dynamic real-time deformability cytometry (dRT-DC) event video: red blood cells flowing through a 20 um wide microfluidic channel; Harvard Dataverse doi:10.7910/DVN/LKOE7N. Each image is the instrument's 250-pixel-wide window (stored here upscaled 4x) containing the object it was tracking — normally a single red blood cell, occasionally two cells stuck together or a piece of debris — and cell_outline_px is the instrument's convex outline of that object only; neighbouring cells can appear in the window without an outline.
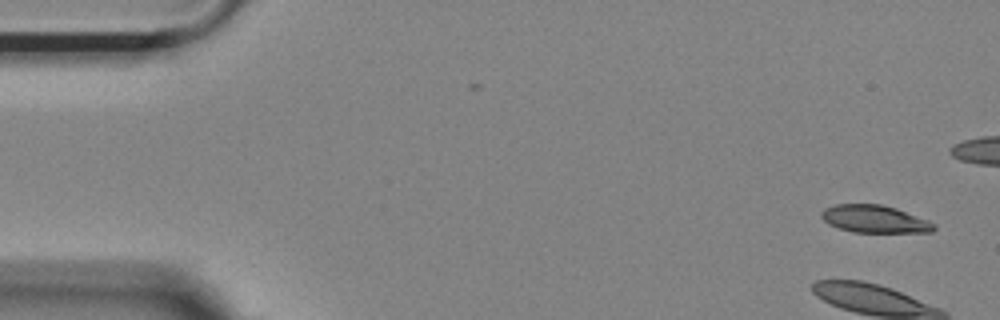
{"species": "Egyptian fruit bat (a non-hibernating species)", "species_latin": "Rousettus aegyptiacus", "temperature_condition": "room temperature", "stored_images_in_passage": 43, "camera_frame_rate_fps": 3000, "um_per_image_px": 0.085, "animal": {"sex": "female"}, "frame": {"image": 1, "passage_image": 1, "time_ms": 0.0, "image_size_px": [1000, 320], "cell_outline_px": [[936, 228], [932, 232], [852, 232], [828, 224], [820, 216], [820, 212], [824, 208], [836, 204], [880, 204], [896, 208], [936, 224]], "centroid_in_image_um": [74.31, 18.61], "position_along_channel_um": 10.7, "area_um2": 17.98}}